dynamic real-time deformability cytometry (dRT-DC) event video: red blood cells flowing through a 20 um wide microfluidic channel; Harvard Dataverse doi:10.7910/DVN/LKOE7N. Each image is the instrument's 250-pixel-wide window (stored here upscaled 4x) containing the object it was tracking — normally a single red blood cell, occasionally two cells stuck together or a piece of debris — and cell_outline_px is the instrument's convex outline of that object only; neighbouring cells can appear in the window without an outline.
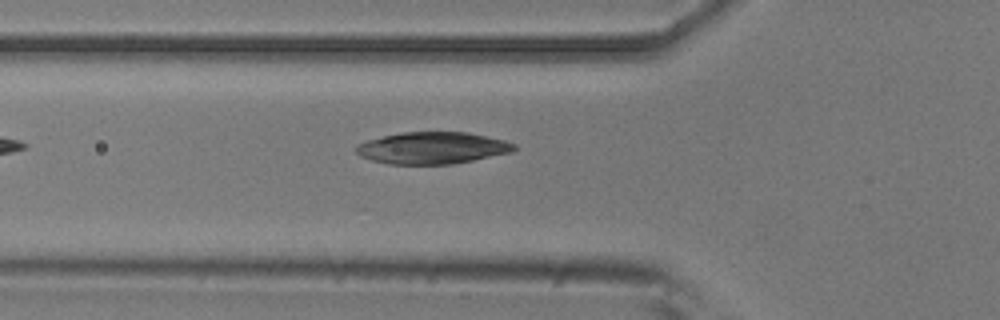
{"species": "common noctule bat (a hibernating species)", "species_latin": "Nyctalus noctula", "temperature_condition": "room temperature", "stored_images_in_passage": 4, "camera_frame_rate_fps": 3000, "um_per_image_px": 0.085, "animal": {"sex": "male", "body_mass_g": 20.5, "forearm_length_mm": 52.5}, "frame": {"image": 1, "passage_image": 4, "time_ms": 1.0, "image_size_px": [1000, 320], "cell_outline_px": [[516, 148], [512, 152], [452, 164], [388, 164], [372, 160], [360, 156], [356, 152], [356, 144], [368, 140], [384, 136], [404, 132], [468, 132], [504, 140], [516, 144]], "centroid_in_image_um": [36.75, 12.57], "position_along_channel_um": 89.1, "area_um2": 29.19}}